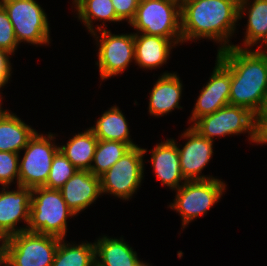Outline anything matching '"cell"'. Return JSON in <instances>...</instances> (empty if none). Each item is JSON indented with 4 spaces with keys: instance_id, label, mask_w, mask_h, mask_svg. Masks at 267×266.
<instances>
[{
    "instance_id": "8d00e7d4",
    "label": "cell",
    "mask_w": 267,
    "mask_h": 266,
    "mask_svg": "<svg viewBox=\"0 0 267 266\" xmlns=\"http://www.w3.org/2000/svg\"><path fill=\"white\" fill-rule=\"evenodd\" d=\"M172 1H175L178 4L182 5L186 0H172Z\"/></svg>"
},
{
    "instance_id": "83f0119b",
    "label": "cell",
    "mask_w": 267,
    "mask_h": 266,
    "mask_svg": "<svg viewBox=\"0 0 267 266\" xmlns=\"http://www.w3.org/2000/svg\"><path fill=\"white\" fill-rule=\"evenodd\" d=\"M16 179L19 180V154L0 151V184L7 187Z\"/></svg>"
},
{
    "instance_id": "d6986e66",
    "label": "cell",
    "mask_w": 267,
    "mask_h": 266,
    "mask_svg": "<svg viewBox=\"0 0 267 266\" xmlns=\"http://www.w3.org/2000/svg\"><path fill=\"white\" fill-rule=\"evenodd\" d=\"M36 132L14 113H0V151L20 154Z\"/></svg>"
},
{
    "instance_id": "ffe728a7",
    "label": "cell",
    "mask_w": 267,
    "mask_h": 266,
    "mask_svg": "<svg viewBox=\"0 0 267 266\" xmlns=\"http://www.w3.org/2000/svg\"><path fill=\"white\" fill-rule=\"evenodd\" d=\"M95 261L102 266H137V253L124 239L103 236L95 241Z\"/></svg>"
},
{
    "instance_id": "603a6c76",
    "label": "cell",
    "mask_w": 267,
    "mask_h": 266,
    "mask_svg": "<svg viewBox=\"0 0 267 266\" xmlns=\"http://www.w3.org/2000/svg\"><path fill=\"white\" fill-rule=\"evenodd\" d=\"M97 143V137L89 128L75 134L66 145L59 146V150L78 170L90 171Z\"/></svg>"
},
{
    "instance_id": "8fae6325",
    "label": "cell",
    "mask_w": 267,
    "mask_h": 266,
    "mask_svg": "<svg viewBox=\"0 0 267 266\" xmlns=\"http://www.w3.org/2000/svg\"><path fill=\"white\" fill-rule=\"evenodd\" d=\"M103 25L97 26L92 33L98 41V62L101 80L117 76L124 72L132 60H135L134 33L115 35L110 30H102ZM102 33L97 36V32ZM99 37V38H98Z\"/></svg>"
},
{
    "instance_id": "7a4b0ae2",
    "label": "cell",
    "mask_w": 267,
    "mask_h": 266,
    "mask_svg": "<svg viewBox=\"0 0 267 266\" xmlns=\"http://www.w3.org/2000/svg\"><path fill=\"white\" fill-rule=\"evenodd\" d=\"M239 1L186 0L181 5L183 42L208 38L221 42L218 51L232 47L228 39L234 34L239 20Z\"/></svg>"
},
{
    "instance_id": "74e56055",
    "label": "cell",
    "mask_w": 267,
    "mask_h": 266,
    "mask_svg": "<svg viewBox=\"0 0 267 266\" xmlns=\"http://www.w3.org/2000/svg\"><path fill=\"white\" fill-rule=\"evenodd\" d=\"M91 266H102L98 262L94 261Z\"/></svg>"
},
{
    "instance_id": "2e32d148",
    "label": "cell",
    "mask_w": 267,
    "mask_h": 266,
    "mask_svg": "<svg viewBox=\"0 0 267 266\" xmlns=\"http://www.w3.org/2000/svg\"><path fill=\"white\" fill-rule=\"evenodd\" d=\"M150 152L151 165L162 185L177 190L186 182L180 169L178 145L173 139L161 141Z\"/></svg>"
},
{
    "instance_id": "9c48e42d",
    "label": "cell",
    "mask_w": 267,
    "mask_h": 266,
    "mask_svg": "<svg viewBox=\"0 0 267 266\" xmlns=\"http://www.w3.org/2000/svg\"><path fill=\"white\" fill-rule=\"evenodd\" d=\"M139 146L127 151L112 167L100 176L101 193L129 200L140 187L144 175V154Z\"/></svg>"
},
{
    "instance_id": "52a82bcc",
    "label": "cell",
    "mask_w": 267,
    "mask_h": 266,
    "mask_svg": "<svg viewBox=\"0 0 267 266\" xmlns=\"http://www.w3.org/2000/svg\"><path fill=\"white\" fill-rule=\"evenodd\" d=\"M13 25L18 44L49 45L47 15L35 0H0Z\"/></svg>"
},
{
    "instance_id": "7c38bea8",
    "label": "cell",
    "mask_w": 267,
    "mask_h": 266,
    "mask_svg": "<svg viewBox=\"0 0 267 266\" xmlns=\"http://www.w3.org/2000/svg\"><path fill=\"white\" fill-rule=\"evenodd\" d=\"M32 188L17 186L9 191L6 187L0 191V241L27 230L30 217ZM23 220L27 226L17 227ZM17 227V228H15Z\"/></svg>"
},
{
    "instance_id": "277c9868",
    "label": "cell",
    "mask_w": 267,
    "mask_h": 266,
    "mask_svg": "<svg viewBox=\"0 0 267 266\" xmlns=\"http://www.w3.org/2000/svg\"><path fill=\"white\" fill-rule=\"evenodd\" d=\"M60 238L20 232L1 241L0 256L9 266H52Z\"/></svg>"
},
{
    "instance_id": "4dcf8cb0",
    "label": "cell",
    "mask_w": 267,
    "mask_h": 266,
    "mask_svg": "<svg viewBox=\"0 0 267 266\" xmlns=\"http://www.w3.org/2000/svg\"><path fill=\"white\" fill-rule=\"evenodd\" d=\"M10 53L0 50V89L8 83L11 77V63L9 61Z\"/></svg>"
},
{
    "instance_id": "e0dca14e",
    "label": "cell",
    "mask_w": 267,
    "mask_h": 266,
    "mask_svg": "<svg viewBox=\"0 0 267 266\" xmlns=\"http://www.w3.org/2000/svg\"><path fill=\"white\" fill-rule=\"evenodd\" d=\"M178 43L183 41H171L166 37L134 33L135 63L140 68L149 70L160 67L166 63L172 47Z\"/></svg>"
},
{
    "instance_id": "7402d4cb",
    "label": "cell",
    "mask_w": 267,
    "mask_h": 266,
    "mask_svg": "<svg viewBox=\"0 0 267 266\" xmlns=\"http://www.w3.org/2000/svg\"><path fill=\"white\" fill-rule=\"evenodd\" d=\"M98 140H114L128 144L131 148L136 147L129 136L128 123L119 107L113 106L103 112L96 125L90 127Z\"/></svg>"
},
{
    "instance_id": "4fadbf2b",
    "label": "cell",
    "mask_w": 267,
    "mask_h": 266,
    "mask_svg": "<svg viewBox=\"0 0 267 266\" xmlns=\"http://www.w3.org/2000/svg\"><path fill=\"white\" fill-rule=\"evenodd\" d=\"M181 138L187 139L182 149L178 147L180 169L185 180L195 181L214 178L201 175L202 170L213 155V141L202 137L192 126L186 129Z\"/></svg>"
},
{
    "instance_id": "5bb4252c",
    "label": "cell",
    "mask_w": 267,
    "mask_h": 266,
    "mask_svg": "<svg viewBox=\"0 0 267 266\" xmlns=\"http://www.w3.org/2000/svg\"><path fill=\"white\" fill-rule=\"evenodd\" d=\"M215 64L209 81L200 91L189 123L230 104L231 73L217 58Z\"/></svg>"
},
{
    "instance_id": "cb8c5ba5",
    "label": "cell",
    "mask_w": 267,
    "mask_h": 266,
    "mask_svg": "<svg viewBox=\"0 0 267 266\" xmlns=\"http://www.w3.org/2000/svg\"><path fill=\"white\" fill-rule=\"evenodd\" d=\"M73 5L78 12L76 14L79 20H82L90 34L96 31L93 20H103V24L104 21L120 22L111 0H73Z\"/></svg>"
},
{
    "instance_id": "e575fe53",
    "label": "cell",
    "mask_w": 267,
    "mask_h": 266,
    "mask_svg": "<svg viewBox=\"0 0 267 266\" xmlns=\"http://www.w3.org/2000/svg\"><path fill=\"white\" fill-rule=\"evenodd\" d=\"M0 266H9L0 256Z\"/></svg>"
},
{
    "instance_id": "f546056e",
    "label": "cell",
    "mask_w": 267,
    "mask_h": 266,
    "mask_svg": "<svg viewBox=\"0 0 267 266\" xmlns=\"http://www.w3.org/2000/svg\"><path fill=\"white\" fill-rule=\"evenodd\" d=\"M117 18L120 21L127 20L128 24L135 16L140 0H111Z\"/></svg>"
},
{
    "instance_id": "ac0fdd59",
    "label": "cell",
    "mask_w": 267,
    "mask_h": 266,
    "mask_svg": "<svg viewBox=\"0 0 267 266\" xmlns=\"http://www.w3.org/2000/svg\"><path fill=\"white\" fill-rule=\"evenodd\" d=\"M182 82L177 74L164 72L150 91L149 113L155 117L167 115L179 106Z\"/></svg>"
},
{
    "instance_id": "5b68a950",
    "label": "cell",
    "mask_w": 267,
    "mask_h": 266,
    "mask_svg": "<svg viewBox=\"0 0 267 266\" xmlns=\"http://www.w3.org/2000/svg\"><path fill=\"white\" fill-rule=\"evenodd\" d=\"M130 25L137 33L183 41L181 5L172 0H140Z\"/></svg>"
},
{
    "instance_id": "f1b7e54d",
    "label": "cell",
    "mask_w": 267,
    "mask_h": 266,
    "mask_svg": "<svg viewBox=\"0 0 267 266\" xmlns=\"http://www.w3.org/2000/svg\"><path fill=\"white\" fill-rule=\"evenodd\" d=\"M18 45L7 11L0 4V50H4L12 55L17 50Z\"/></svg>"
},
{
    "instance_id": "d590c367",
    "label": "cell",
    "mask_w": 267,
    "mask_h": 266,
    "mask_svg": "<svg viewBox=\"0 0 267 266\" xmlns=\"http://www.w3.org/2000/svg\"><path fill=\"white\" fill-rule=\"evenodd\" d=\"M137 266H150V265L148 263H144L143 261L142 262L140 261V263Z\"/></svg>"
},
{
    "instance_id": "ba28073f",
    "label": "cell",
    "mask_w": 267,
    "mask_h": 266,
    "mask_svg": "<svg viewBox=\"0 0 267 266\" xmlns=\"http://www.w3.org/2000/svg\"><path fill=\"white\" fill-rule=\"evenodd\" d=\"M196 131L210 141L214 136L239 135L248 133V138L255 143L256 115L249 109L228 104L212 114H207L197 119L191 125Z\"/></svg>"
},
{
    "instance_id": "3957f363",
    "label": "cell",
    "mask_w": 267,
    "mask_h": 266,
    "mask_svg": "<svg viewBox=\"0 0 267 266\" xmlns=\"http://www.w3.org/2000/svg\"><path fill=\"white\" fill-rule=\"evenodd\" d=\"M76 216L67 206L60 190L36 187L32 189L28 232L65 238L67 219Z\"/></svg>"
},
{
    "instance_id": "8992f818",
    "label": "cell",
    "mask_w": 267,
    "mask_h": 266,
    "mask_svg": "<svg viewBox=\"0 0 267 266\" xmlns=\"http://www.w3.org/2000/svg\"><path fill=\"white\" fill-rule=\"evenodd\" d=\"M225 187V183L216 178L186 181L176 190L174 202L169 207L180 214L184 229L189 222L205 215L220 200Z\"/></svg>"
},
{
    "instance_id": "836d02e7",
    "label": "cell",
    "mask_w": 267,
    "mask_h": 266,
    "mask_svg": "<svg viewBox=\"0 0 267 266\" xmlns=\"http://www.w3.org/2000/svg\"><path fill=\"white\" fill-rule=\"evenodd\" d=\"M261 113H267V98Z\"/></svg>"
},
{
    "instance_id": "30bf717a",
    "label": "cell",
    "mask_w": 267,
    "mask_h": 266,
    "mask_svg": "<svg viewBox=\"0 0 267 266\" xmlns=\"http://www.w3.org/2000/svg\"><path fill=\"white\" fill-rule=\"evenodd\" d=\"M51 140H54L53 134L45 137L36 132L28 141L23 149L24 156L22 160L19 159V186L33 189L46 184L53 157L59 151V146Z\"/></svg>"
},
{
    "instance_id": "1f68e13d",
    "label": "cell",
    "mask_w": 267,
    "mask_h": 266,
    "mask_svg": "<svg viewBox=\"0 0 267 266\" xmlns=\"http://www.w3.org/2000/svg\"><path fill=\"white\" fill-rule=\"evenodd\" d=\"M255 143L267 144V113H260L256 116Z\"/></svg>"
},
{
    "instance_id": "4316f807",
    "label": "cell",
    "mask_w": 267,
    "mask_h": 266,
    "mask_svg": "<svg viewBox=\"0 0 267 266\" xmlns=\"http://www.w3.org/2000/svg\"><path fill=\"white\" fill-rule=\"evenodd\" d=\"M77 170L59 150L53 157L49 177L43 187L59 190Z\"/></svg>"
},
{
    "instance_id": "44dd1931",
    "label": "cell",
    "mask_w": 267,
    "mask_h": 266,
    "mask_svg": "<svg viewBox=\"0 0 267 266\" xmlns=\"http://www.w3.org/2000/svg\"><path fill=\"white\" fill-rule=\"evenodd\" d=\"M246 11H248V20L243 46L249 49L260 41L264 43L267 40V0H254L251 5L249 0H240L239 19Z\"/></svg>"
},
{
    "instance_id": "d4e9b609",
    "label": "cell",
    "mask_w": 267,
    "mask_h": 266,
    "mask_svg": "<svg viewBox=\"0 0 267 266\" xmlns=\"http://www.w3.org/2000/svg\"><path fill=\"white\" fill-rule=\"evenodd\" d=\"M60 239L52 266H91L95 261L94 243L80 245L65 243Z\"/></svg>"
},
{
    "instance_id": "9a60e30c",
    "label": "cell",
    "mask_w": 267,
    "mask_h": 266,
    "mask_svg": "<svg viewBox=\"0 0 267 266\" xmlns=\"http://www.w3.org/2000/svg\"><path fill=\"white\" fill-rule=\"evenodd\" d=\"M59 190L75 215L85 210L102 194L100 177L87 170H77Z\"/></svg>"
},
{
    "instance_id": "484cf974",
    "label": "cell",
    "mask_w": 267,
    "mask_h": 266,
    "mask_svg": "<svg viewBox=\"0 0 267 266\" xmlns=\"http://www.w3.org/2000/svg\"><path fill=\"white\" fill-rule=\"evenodd\" d=\"M130 149L128 144L121 141L98 140L90 172L100 177Z\"/></svg>"
},
{
    "instance_id": "d6a6232c",
    "label": "cell",
    "mask_w": 267,
    "mask_h": 266,
    "mask_svg": "<svg viewBox=\"0 0 267 266\" xmlns=\"http://www.w3.org/2000/svg\"><path fill=\"white\" fill-rule=\"evenodd\" d=\"M264 44H265V45H264ZM260 46H261V44L259 45V47H257L258 50L267 52V51H266V50H267V49H266V48H267V40L263 43V46L265 47V48H264L265 50H261V49H260Z\"/></svg>"
},
{
    "instance_id": "6da1fadb",
    "label": "cell",
    "mask_w": 267,
    "mask_h": 266,
    "mask_svg": "<svg viewBox=\"0 0 267 266\" xmlns=\"http://www.w3.org/2000/svg\"><path fill=\"white\" fill-rule=\"evenodd\" d=\"M238 45L217 52V59L231 73L229 103L249 109L256 116L267 98V52Z\"/></svg>"
},
{
    "instance_id": "f35d334b",
    "label": "cell",
    "mask_w": 267,
    "mask_h": 266,
    "mask_svg": "<svg viewBox=\"0 0 267 266\" xmlns=\"http://www.w3.org/2000/svg\"><path fill=\"white\" fill-rule=\"evenodd\" d=\"M1 99H2V97H1V95H0V113L3 111V110H2L3 108H1V107H2V106H1V105H2V103H1Z\"/></svg>"
}]
</instances>
